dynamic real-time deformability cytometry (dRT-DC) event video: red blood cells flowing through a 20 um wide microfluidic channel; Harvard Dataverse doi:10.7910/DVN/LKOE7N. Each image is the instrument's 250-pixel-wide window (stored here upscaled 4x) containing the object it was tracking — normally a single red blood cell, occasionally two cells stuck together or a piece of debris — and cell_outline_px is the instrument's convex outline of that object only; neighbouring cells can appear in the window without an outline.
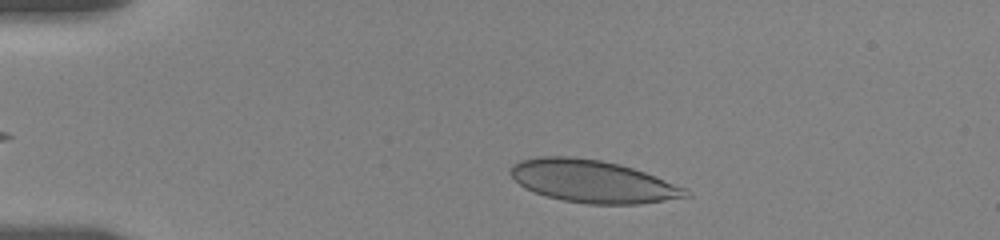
{"species": "human", "species_latin": "Homo sapiens", "temperature_condition": "room temperature", "stored_images_in_passage": 8, "camera_frame_rate_fps": 3000, "um_per_image_px": 0.085, "donor": {"sex": "female"}, "frame": {"image": 1, "passage_image": 4, "time_ms": 1.333, "image_size_px": [1000, 240], "cell_outline_px": [[692, 196], [640, 204], [588, 204], [564, 200], [544, 196], [524, 188], [508, 172], [512, 164], [520, 160], [540, 156], [568, 156], [600, 160], [620, 164], [644, 172], [688, 188]], "centroid_in_image_um": [50.38, 15.42], "position_along_channel_um": 34.6, "area_um2": 43.52}}